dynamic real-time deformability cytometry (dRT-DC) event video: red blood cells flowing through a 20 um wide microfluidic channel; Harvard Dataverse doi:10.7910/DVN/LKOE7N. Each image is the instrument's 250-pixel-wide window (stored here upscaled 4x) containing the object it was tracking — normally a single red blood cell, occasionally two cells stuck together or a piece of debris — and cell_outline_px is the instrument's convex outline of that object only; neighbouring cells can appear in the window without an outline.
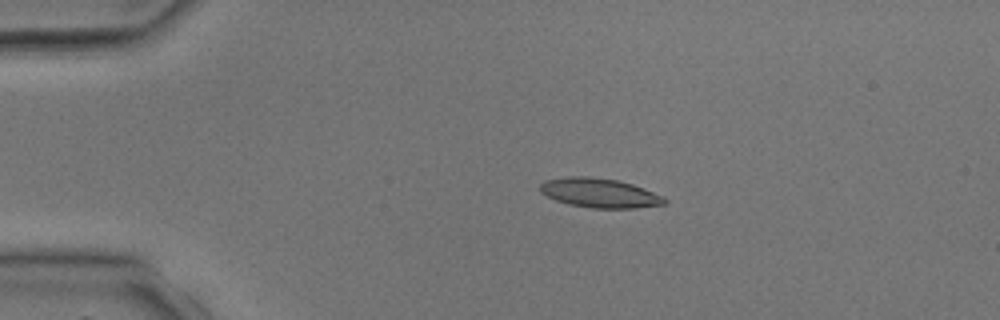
{"species": "common noctule bat (a hibernating species)", "species_latin": "Nyctalus noctula", "temperature_condition": "room temperature", "stored_images_in_passage": 2, "camera_frame_rate_fps": 3000, "um_per_image_px": 0.085, "animal": {"sex": "male", "body_mass_g": 17.9, "forearm_length_mm": 54.2}, "frame": {"image": 1, "passage_image": 1, "time_ms": 0.0, "image_size_px": [1000, 320], "cell_outline_px": [[668, 200], [664, 204], [636, 208], [592, 208], [568, 204], [556, 200], [540, 192], [540, 184], [544, 180], [568, 176], [588, 176], [616, 180], [632, 184], [644, 188], [664, 196]], "centroid_in_image_um": [50.97, 16.4], "position_along_channel_um": 34.0, "area_um2": 21.33}}